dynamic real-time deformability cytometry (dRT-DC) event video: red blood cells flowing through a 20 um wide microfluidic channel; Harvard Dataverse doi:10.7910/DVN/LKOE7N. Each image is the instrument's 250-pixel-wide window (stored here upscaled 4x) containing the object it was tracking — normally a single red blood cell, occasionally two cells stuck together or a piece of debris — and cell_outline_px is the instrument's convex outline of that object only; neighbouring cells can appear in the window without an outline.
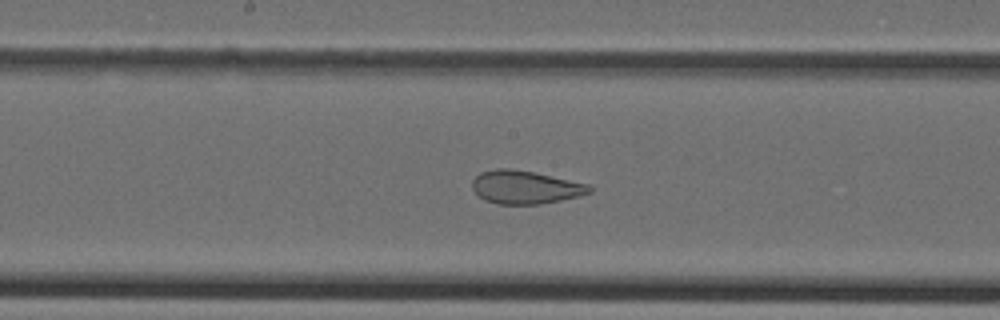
{"species": "Egyptian fruit bat (a non-hibernating species)", "species_latin": "Rousettus aegyptiacus", "temperature_condition": "cold", "stored_images_in_passage": 46, "camera_frame_rate_fps": 3000, "um_per_image_px": 0.085, "animal": {"sex": "female"}, "frame": {"image": 1, "passage_image": 24, "time_ms": 7.667, "image_size_px": [1000, 320], "cell_outline_px": [[592, 192], [580, 196], [540, 204], [496, 204], [484, 200], [472, 188], [472, 180], [480, 172], [496, 168], [508, 168], [536, 172], [588, 184], [592, 188]], "centroid_in_image_um": [44.64, 15.91], "position_along_channel_um": 203.6, "area_um2": 22.77}}
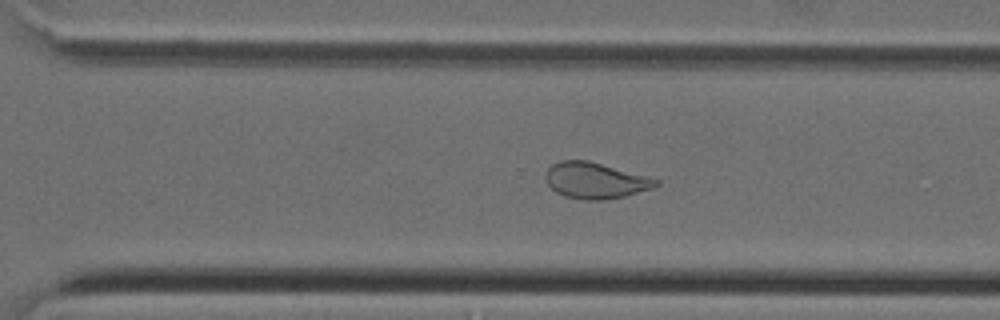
{"frame": {"image": 2, "passage_image": 32, "time_ms": 10.333, "image_size_px": [1000, 320], "cell_outline_px": [[660, 184], [652, 188], [624, 196], [600, 200], [584, 200], [564, 196], [556, 192], [548, 184], [544, 176], [544, 172], [552, 164], [560, 160], [588, 160], [660, 180]], "centroid_in_image_um": [50.56, 15.34], "position_along_channel_um": 320.0, "area_um2": 23.06}}
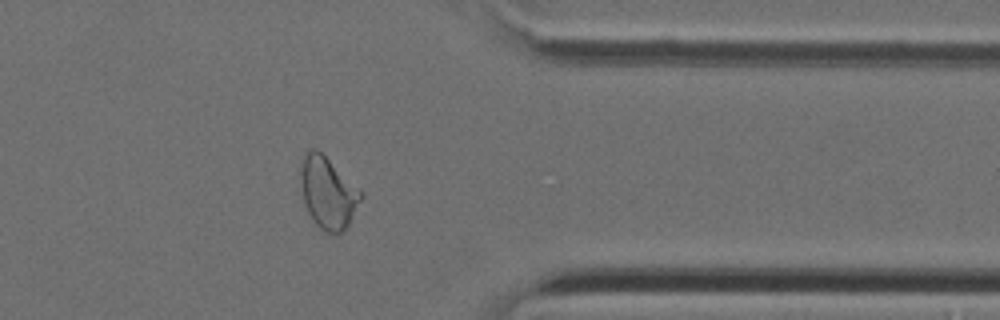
{"frame": {"image": 3, "passage_image": 37, "time_ms": 12.0, "image_size_px": [1000, 320], "cell_outline_px": [[364, 196], [348, 224], [340, 232], [324, 232], [312, 220], [308, 212], [304, 200], [300, 184], [300, 172], [304, 156], [312, 148], [316, 148], [364, 192]], "centroid_in_image_um": [27.89, 16.38], "position_along_channel_um": 383.5, "area_um2": 24.85}}